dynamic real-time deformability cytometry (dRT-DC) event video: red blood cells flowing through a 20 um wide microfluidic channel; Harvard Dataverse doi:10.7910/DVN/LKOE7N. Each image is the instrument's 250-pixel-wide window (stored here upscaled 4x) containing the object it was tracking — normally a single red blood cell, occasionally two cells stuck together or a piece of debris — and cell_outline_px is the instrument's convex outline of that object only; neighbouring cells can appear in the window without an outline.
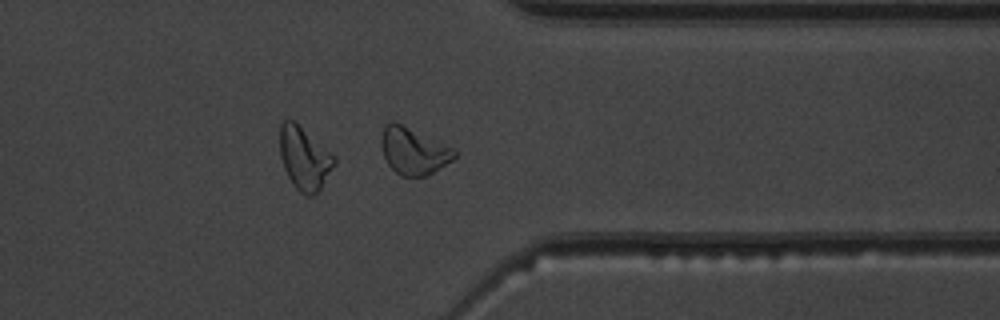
{"species": "common noctule bat (a hibernating species)", "species_latin": "Nyctalus noctula", "temperature_condition": "warm", "stored_images_in_passage": 33, "camera_frame_rate_fps": 3000, "um_per_image_px": 0.085, "animal": {"sex": "male", "body_mass_g": 19.5, "forearm_length_mm": 54.6}, "frame": {"image": 1, "passage_image": 24, "time_ms": 7.667, "image_size_px": [1000, 320], "cell_outline_px": [[456, 156], [452, 160], [432, 172], [424, 176], [400, 176], [388, 164], [384, 156], [380, 140], [384, 128], [392, 120], [456, 148]], "centroid_in_image_um": [35.16, 12.83], "position_along_channel_um": 376.2, "area_um2": 19.77}}